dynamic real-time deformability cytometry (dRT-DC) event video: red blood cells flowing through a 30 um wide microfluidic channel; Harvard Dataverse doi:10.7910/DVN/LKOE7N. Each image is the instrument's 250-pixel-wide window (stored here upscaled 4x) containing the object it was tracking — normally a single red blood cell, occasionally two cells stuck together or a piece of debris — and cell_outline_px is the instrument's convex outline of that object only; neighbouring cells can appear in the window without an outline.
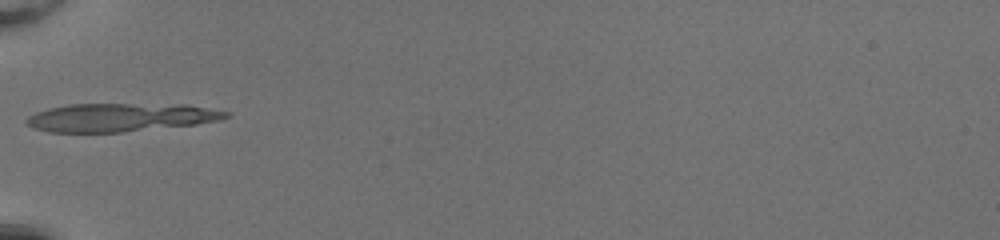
{"species": "common noctule bat (a hibernating species)", "species_latin": "Nyctalus noctula", "temperature_condition": "room temperature", "stored_images_in_passage": 20, "camera_frame_rate_fps": 3000, "um_per_image_px": 0.085, "animal": {"sex": "female", "body_mass_g": 20.0, "forearm_length_mm": 54.0}, "frame": {"image": 1, "passage_image": 1, "time_ms": 0.0, "image_size_px": [1000, 240], "cell_outline_px": [[232, 116], [220, 120], [196, 124], [120, 132], [48, 132], [32, 128], [24, 124], [24, 120], [28, 116], [36, 112], [48, 108], [68, 104], [188, 104], [232, 112]], "centroid_in_image_um": [10.25, 9.97], "position_along_channel_um": 74.8, "area_um2": 33.29}}